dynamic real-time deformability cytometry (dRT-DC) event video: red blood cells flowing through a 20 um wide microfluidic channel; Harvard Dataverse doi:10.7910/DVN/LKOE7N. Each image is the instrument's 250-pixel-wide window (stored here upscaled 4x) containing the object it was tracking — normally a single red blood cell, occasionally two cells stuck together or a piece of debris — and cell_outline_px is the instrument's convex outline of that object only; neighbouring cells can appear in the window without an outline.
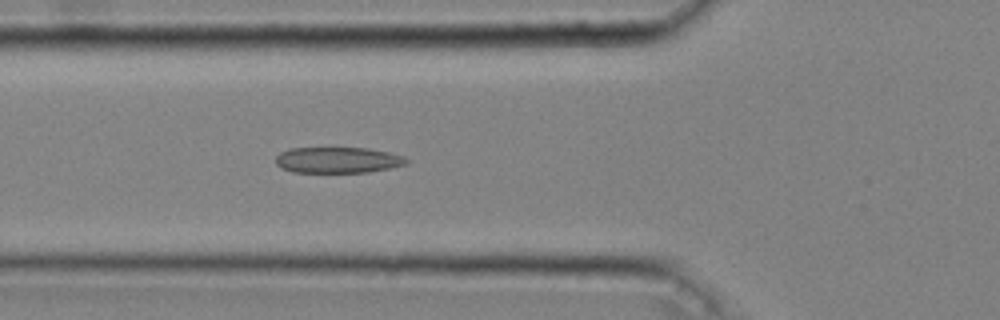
{"species": "common noctule bat (a hibernating species)", "species_latin": "Nyctalus noctula", "temperature_condition": "cold", "stored_images_in_passage": 34, "camera_frame_rate_fps": 3000, "um_per_image_px": 0.085, "animal": {"sex": "male", "body_mass_g": 20.4}, "frame": {"image": 1, "passage_image": 5, "time_ms": 1.333, "image_size_px": [1000, 320], "cell_outline_px": [[408, 164], [368, 172], [292, 172], [280, 168], [276, 164], [276, 156], [280, 152], [288, 148], [368, 148], [388, 152], [404, 156], [408, 160]], "centroid_in_image_um": [28.69, 13.6], "position_along_channel_um": 97.1, "area_um2": 19.83}}
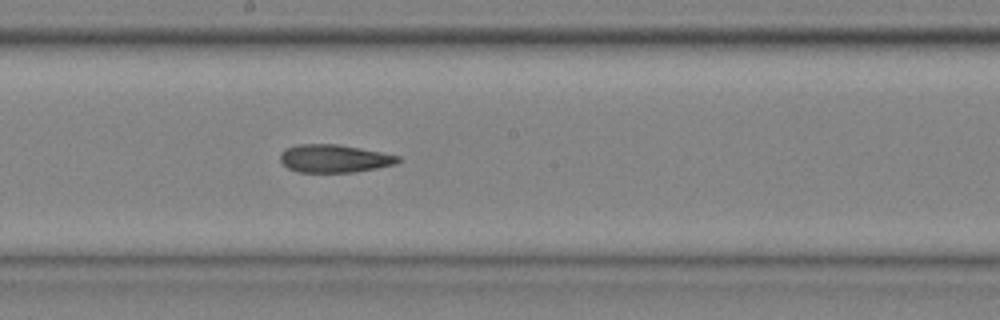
{"frame": {"image": 2, "passage_image": 14, "time_ms": 4.333, "image_size_px": [1000, 320], "cell_outline_px": [[400, 160], [396, 164], [376, 168], [352, 172], [296, 172], [288, 168], [280, 160], [280, 152], [284, 148], [296, 144], [336, 144], [360, 148], [400, 156]], "centroid_in_image_um": [28.37, 13.47], "position_along_channel_um": 219.8, "area_um2": 19.19}}
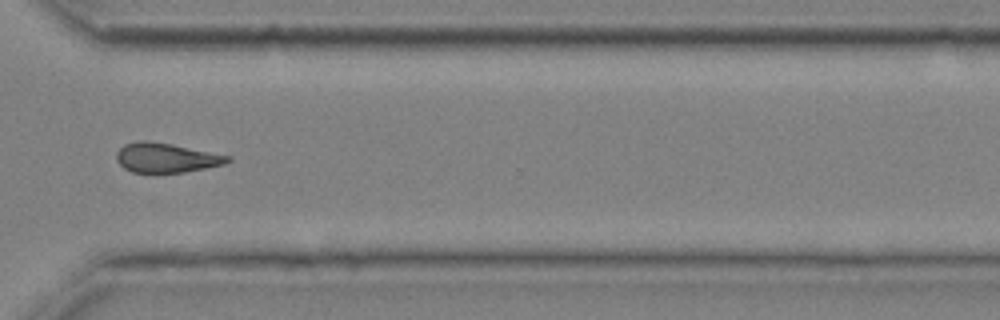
{"frame": {"image": 3, "passage_image": 24, "time_ms": 7.667, "image_size_px": [1000, 320], "cell_outline_px": [[232, 160], [224, 164], [184, 172], [156, 176], [152, 176], [132, 172], [124, 168], [116, 160], [116, 152], [124, 144], [140, 140], [148, 140], [172, 144], [232, 156]], "centroid_in_image_um": [14.08, 13.45], "position_along_channel_um": 356.5, "area_um2": 19.94}, "authors_computed_cell_mechanics": {"area_um2": 19.3341, "velocity_mm_per_s": 4.0838, "shape_relaxation_time_tau1_ms": 5.1699, "shape_relaxation_time_tau2_ms": 2.8726, "deformation_change_tau1": 0.1299, "deformation_change_tau2": 0.1131}}